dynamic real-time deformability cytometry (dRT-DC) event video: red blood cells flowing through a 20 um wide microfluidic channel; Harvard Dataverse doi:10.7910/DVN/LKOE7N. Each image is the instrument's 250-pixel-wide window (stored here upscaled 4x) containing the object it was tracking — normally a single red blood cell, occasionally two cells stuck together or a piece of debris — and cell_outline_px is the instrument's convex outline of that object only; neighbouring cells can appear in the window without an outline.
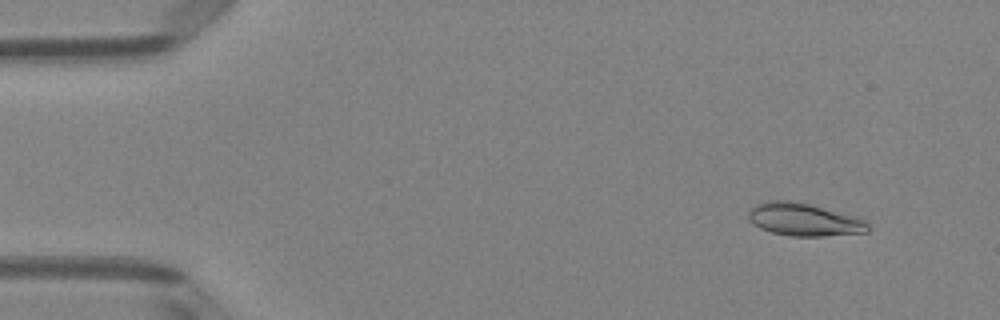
{"species": "Egyptian fruit bat (a non-hibernating species)", "species_latin": "Rousettus aegyptiacus", "temperature_condition": "room temperature", "stored_images_in_passage": 50, "camera_frame_rate_fps": 3000, "um_per_image_px": 0.085, "animal": {"sex": "female"}, "frame": {"image": 1, "passage_image": 5, "time_ms": 1.333, "image_size_px": [1000, 320], "cell_outline_px": [[868, 232], [824, 236], [788, 236], [772, 232], [760, 228], [748, 220], [748, 208], [764, 200], [792, 200], [860, 216], [868, 220]], "centroid_in_image_um": [68.35, 18.65], "position_along_channel_um": 16.7, "area_um2": 23.35}}
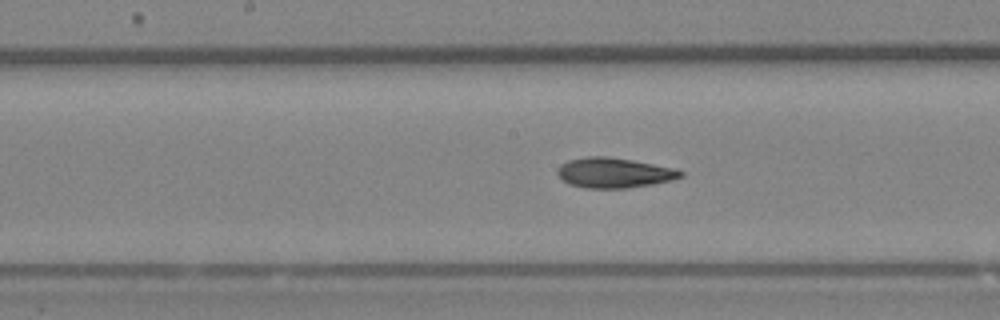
{"frame": {"image": 2, "passage_image": 26, "time_ms": 8.333, "image_size_px": [1000, 320], "cell_outline_px": [[684, 176], [672, 180], [652, 184], [628, 188], [584, 188], [568, 184], [556, 172], [560, 164], [568, 160], [588, 156], [608, 156], [632, 160], [676, 168], [684, 172]], "centroid_in_image_um": [52.21, 14.68], "position_along_channel_um": 196.0, "area_um2": 21.73}}
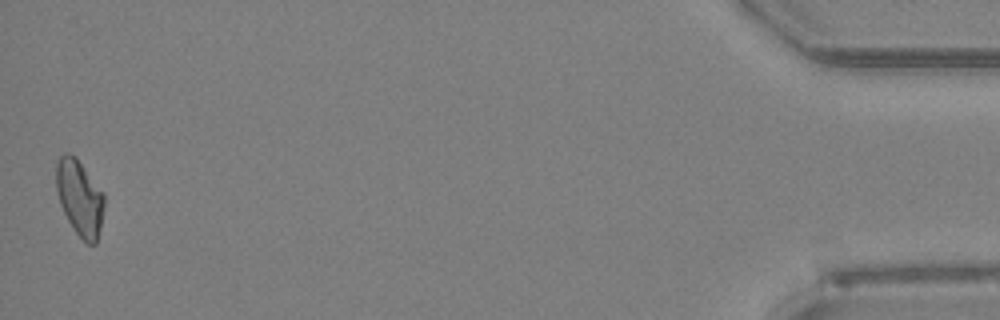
{"frame": {"image": 3, "passage_image": 50, "time_ms": 16.333, "image_size_px": [1000, 320], "cell_outline_px": [[104, 204], [100, 228], [96, 244], [88, 244], [76, 232], [68, 220], [60, 204], [56, 188], [56, 160], [64, 152], [68, 152], [76, 156], [104, 192]], "centroid_in_image_um": [6.77, 16.75], "position_along_channel_um": 428.4, "area_um2": 21.27}, "authors_computed_cell_mechanics": {"area_um2": 21.2993, "velocity_mm_per_s": 4.05, "shape_relaxation_time_tau1_ms": 7.1594, "shape_relaxation_time_tau2_ms": 3.0813, "deformation_change_tau1": 0.1565, "deformation_change_tau2": 0.0846}}